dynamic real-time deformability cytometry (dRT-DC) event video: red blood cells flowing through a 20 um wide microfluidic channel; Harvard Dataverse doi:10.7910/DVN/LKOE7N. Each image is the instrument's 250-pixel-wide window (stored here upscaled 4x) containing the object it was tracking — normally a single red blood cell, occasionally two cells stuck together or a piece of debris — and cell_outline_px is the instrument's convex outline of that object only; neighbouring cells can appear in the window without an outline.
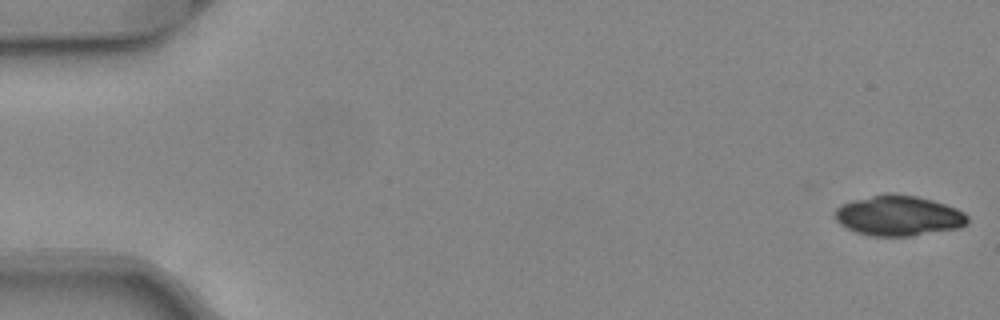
{"species": "common noctule bat (a hibernating species)", "species_latin": "Nyctalus noctula", "temperature_condition": "warm", "stored_images_in_passage": 22, "camera_frame_rate_fps": 3000, "um_per_image_px": 0.085, "animal": {"sex": "female", "body_mass_g": 24.6, "forearm_length_mm": 56.2}, "frame": {"image": 1, "passage_image": 1, "time_ms": 0.0, "image_size_px": [1000, 320], "cell_outline_px": [[968, 224], [960, 228], [912, 236], [872, 236], [856, 232], [840, 224], [836, 220], [836, 208], [840, 204], [852, 200], [872, 196], [916, 196], [932, 200], [956, 208], [964, 212], [968, 216]], "centroid_in_image_um": [76.41, 18.37], "position_along_channel_um": 8.6, "area_um2": 30.58}}
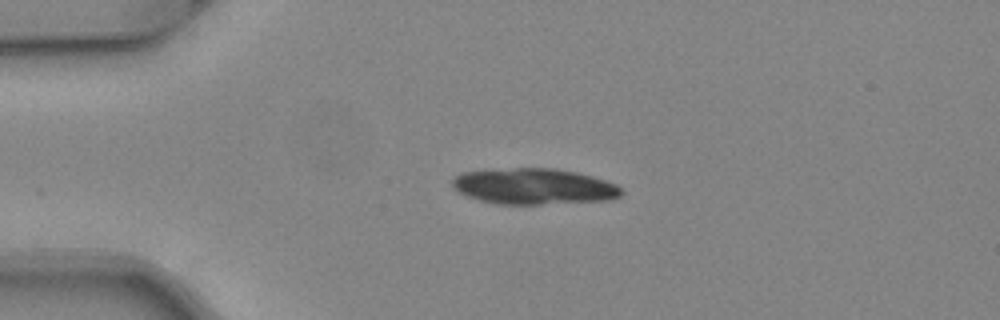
{"frame": {"image": 2, "passage_image": 12, "time_ms": 3.667, "image_size_px": [1000, 320], "cell_outline_px": [[624, 192], [620, 196], [612, 200], [540, 204], [496, 204], [480, 200], [468, 196], [460, 192], [452, 184], [452, 180], [460, 172], [516, 168], [552, 168], [576, 172], [592, 176], [616, 184]], "centroid_in_image_um": [45.42, 15.85], "position_along_channel_um": 39.6, "area_um2": 35.26}}
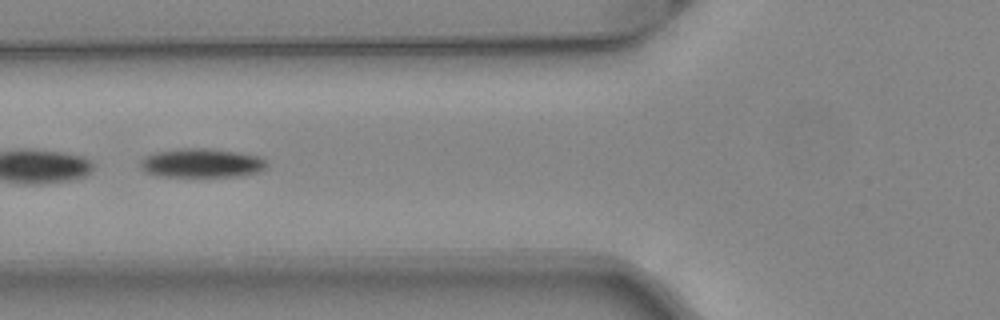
{"frame": {"image": 3, "passage_image": 20, "time_ms": 6.333, "image_size_px": [1000, 320], "cell_outline_px": [[268, 164], [264, 168], [256, 172], [240, 176], [156, 176], [144, 172], [140, 168], [140, 160], [144, 156], [152, 152], [176, 148], [212, 148], [240, 152], [256, 156], [264, 160]], "centroid_in_image_um": [17.05, 13.84], "position_along_channel_um": 108.8, "area_um2": 21.62}}